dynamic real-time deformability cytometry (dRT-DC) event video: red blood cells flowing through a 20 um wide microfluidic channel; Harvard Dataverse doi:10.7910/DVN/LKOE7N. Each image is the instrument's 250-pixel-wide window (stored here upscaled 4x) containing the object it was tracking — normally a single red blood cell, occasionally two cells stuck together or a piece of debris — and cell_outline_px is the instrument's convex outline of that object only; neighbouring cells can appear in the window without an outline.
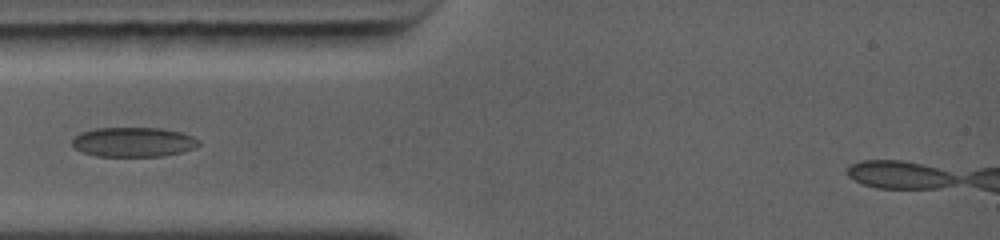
{"species": "common noctule bat (a hibernating species)", "species_latin": "Nyctalus noctula", "temperature_condition": "warm", "stored_images_in_passage": 9, "camera_frame_rate_fps": 5000, "um_per_image_px": 0.085, "animal": {"sex": "female", "body_mass_g": 19.0, "forearm_length_mm": 56.7}, "frame": {"image": 1, "passage_image": 1, "time_ms": 0.0, "image_size_px": [1000, 240], "cell_outline_px": [[200, 144], [192, 148], [180, 152], [164, 156], [96, 156], [80, 152], [72, 144], [72, 140], [80, 132], [96, 128], [160, 128], [180, 132], [192, 136], [200, 140]], "centroid_in_image_um": [11.32, 12.07], "position_along_channel_um": 73.7, "area_um2": 21.79}}
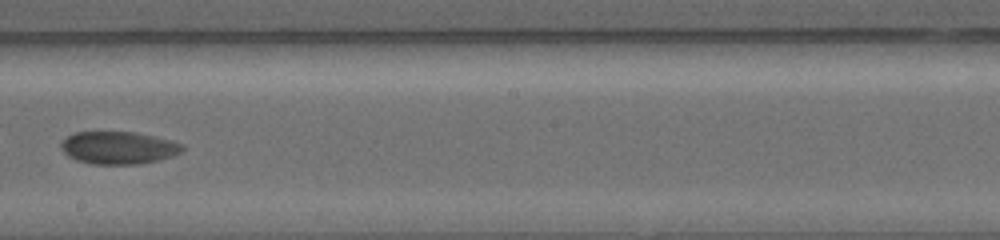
{"frame": {"image": 2, "passage_image": 6, "time_ms": 3.8, "image_size_px": [1000, 240], "cell_outline_px": [[184, 148], [180, 152], [172, 156], [140, 164], [92, 164], [76, 160], [68, 156], [60, 148], [60, 144], [68, 136], [76, 132], [136, 132], [184, 144]], "centroid_in_image_um": [10.05, 12.56], "position_along_channel_um": 238.2, "area_um2": 22.83}}
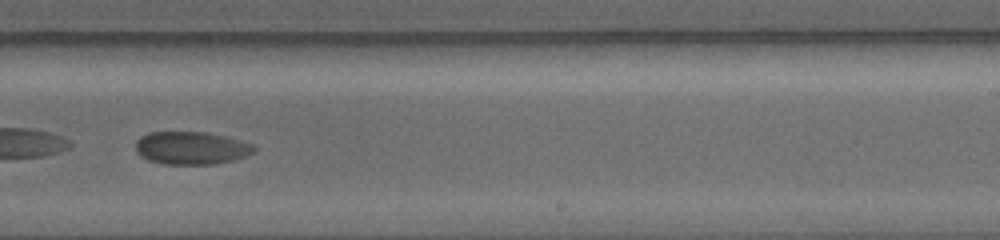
{"frame": {"image": 3, "passage_image": 7, "time_ms": 4.6, "image_size_px": [1000, 240], "cell_outline_px": [[256, 152], [232, 160], [216, 164], [164, 164], [148, 160], [140, 156], [136, 152], [136, 140], [140, 136], [148, 132], [208, 132], [256, 144]], "centroid_in_image_um": [16.26, 12.57], "position_along_channel_um": 272.7, "area_um2": 22.89}}